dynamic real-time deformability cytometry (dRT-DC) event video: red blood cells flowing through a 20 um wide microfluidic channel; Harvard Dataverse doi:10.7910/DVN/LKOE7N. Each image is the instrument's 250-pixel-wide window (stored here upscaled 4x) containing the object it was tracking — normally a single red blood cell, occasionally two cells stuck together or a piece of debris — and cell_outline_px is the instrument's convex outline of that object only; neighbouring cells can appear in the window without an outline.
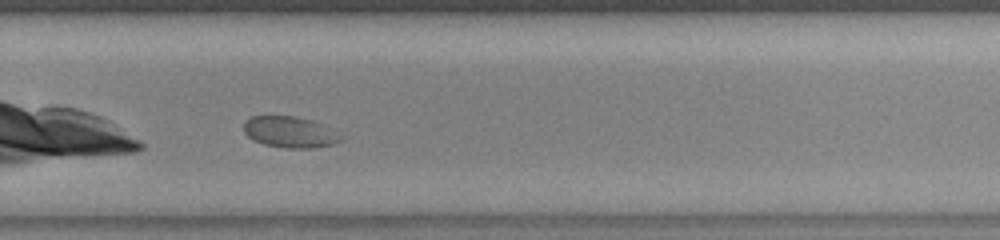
{"species": "common noctule bat (a hibernating species)", "species_latin": "Nyctalus noctula", "temperature_condition": "warm", "stored_images_in_passage": 29, "camera_frame_rate_fps": 3000, "um_per_image_px": 0.085, "animal": {"sex": "female", "body_mass_g": 23.0, "forearm_length_mm": 53.4}, "frame": {"image": 1, "passage_image": 21, "time_ms": 6.667, "image_size_px": [1000, 240], "cell_outline_px": [[344, 136], [340, 140], [332, 144], [316, 148], [284, 148], [264, 144], [252, 140], [244, 132], [244, 120], [252, 116], [296, 116], [312, 120], [324, 124]], "centroid_in_image_um": [24.65, 11.22], "position_along_channel_um": 305.2, "area_um2": 17.86}}
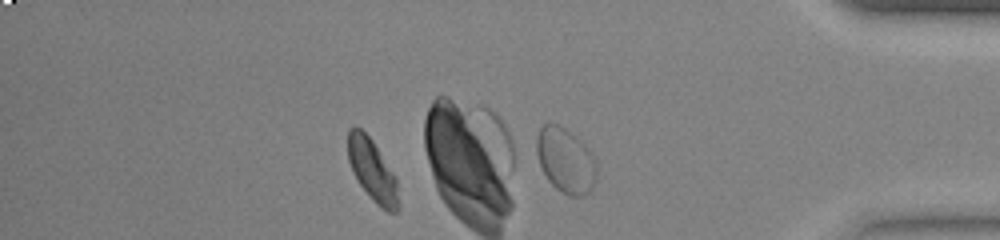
{"frame": {"image": 2, "passage_image": 29, "time_ms": 9.333, "image_size_px": [1000, 240], "cell_outline_px": [[596, 176], [592, 188], [584, 196], [568, 196], [560, 192], [548, 180], [540, 164], [536, 152], [536, 136], [540, 128], [544, 124], [556, 124], [564, 128], [580, 140], [584, 144], [592, 156], [596, 168]], "centroid_in_image_um": [48.05, 13.65], "position_along_channel_um": 387.2, "area_um2": 22.43}, "authors_computed_cell_mechanics": {"area_um2": 17.8602, "velocity_mm_per_s": 3.8239, "shape_relaxation_time_tau1_ms": 2.4607, "shape_relaxation_time_tau2_ms": null, "deformation_change_tau1": 0.0722, "deformation_change_tau2": null}}